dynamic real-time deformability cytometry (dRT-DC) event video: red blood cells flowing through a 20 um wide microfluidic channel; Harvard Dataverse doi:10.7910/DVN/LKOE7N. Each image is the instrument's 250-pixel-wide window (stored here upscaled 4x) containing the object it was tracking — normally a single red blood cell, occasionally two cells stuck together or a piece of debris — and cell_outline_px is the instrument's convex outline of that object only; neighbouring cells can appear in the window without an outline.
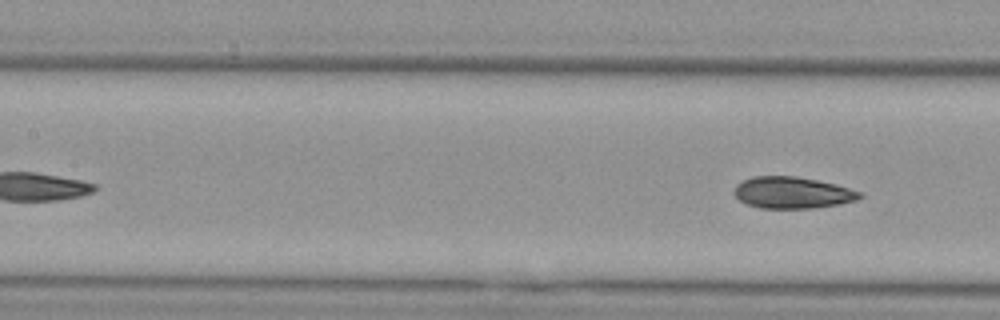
{"species": "Egyptian fruit bat (a non-hibernating species)", "species_latin": "Rousettus aegyptiacus", "temperature_condition": "cold", "stored_images_in_passage": 5, "segment_of_instrument_passage": [2, 2], "camera_frame_rate_fps": 3000, "um_per_image_px": 0.085, "animal": {"sex": "female"}, "frame": {"image": 1, "passage_image": 5, "time_ms": 5.0, "image_size_px": [1000, 320], "cell_outline_px": [[864, 196], [856, 200], [840, 204], [812, 208], [760, 208], [748, 204], [740, 200], [732, 192], [736, 184], [752, 176], [796, 176], [836, 184], [860, 192]], "centroid_in_image_um": [67.33, 16.37], "position_along_channel_um": 140.1, "area_um2": 23.06}}